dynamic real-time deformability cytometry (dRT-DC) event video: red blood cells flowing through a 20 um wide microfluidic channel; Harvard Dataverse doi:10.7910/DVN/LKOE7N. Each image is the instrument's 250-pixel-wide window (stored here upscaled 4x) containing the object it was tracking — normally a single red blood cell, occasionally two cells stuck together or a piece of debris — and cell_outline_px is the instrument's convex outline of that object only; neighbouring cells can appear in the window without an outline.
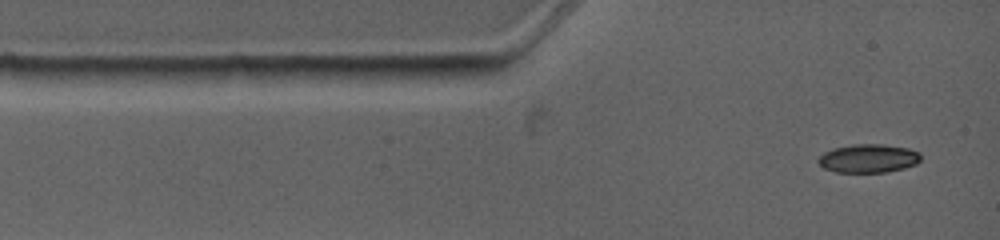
{"species": "common noctule bat (a hibernating species)", "species_latin": "Nyctalus noctula", "temperature_condition": "warm", "stored_images_in_passage": 3, "camera_frame_rate_fps": 4500, "um_per_image_px": 0.085, "animal": {"sex": "female", "body_mass_g": 19.0, "forearm_length_mm": 53.3}, "frame": {"image": 1, "passage_image": 1, "time_ms": 0.0, "image_size_px": [1000, 240], "cell_outline_px": [[920, 160], [916, 164], [904, 168], [884, 172], [836, 172], [824, 168], [816, 160], [824, 152], [832, 148], [852, 144], [880, 144], [908, 148], [920, 152]], "centroid_in_image_um": [73.8, 13.46], "position_along_channel_um": 11.2, "area_um2": 17.05}}
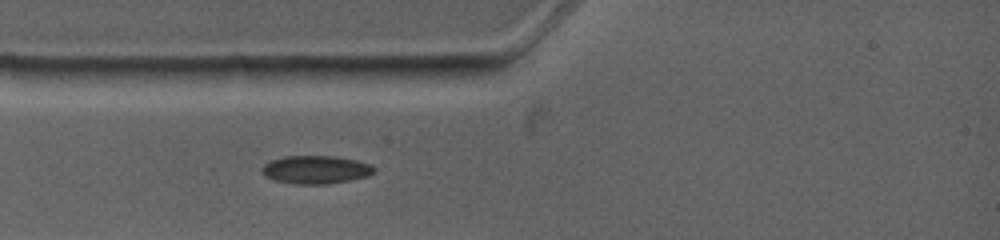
{"frame": {"image": 2, "passage_image": 3, "time_ms": 2.0, "image_size_px": [1000, 240], "cell_outline_px": [[376, 168], [368, 176], [348, 180], [324, 184], [300, 184], [276, 180], [260, 172], [260, 168], [264, 164], [272, 160], [284, 156], [336, 156], [356, 160], [368, 164]], "centroid_in_image_um": [26.82, 14.41], "position_along_channel_um": 58.2, "area_um2": 18.09}}